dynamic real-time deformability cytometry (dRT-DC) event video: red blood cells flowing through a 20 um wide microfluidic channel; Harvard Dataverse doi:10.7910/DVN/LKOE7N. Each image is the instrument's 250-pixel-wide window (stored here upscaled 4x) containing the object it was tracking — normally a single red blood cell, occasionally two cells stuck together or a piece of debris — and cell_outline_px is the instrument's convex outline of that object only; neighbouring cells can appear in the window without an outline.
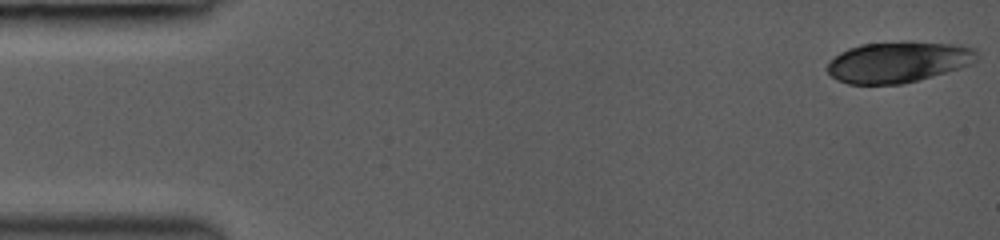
{"species": "common noctule bat (a hibernating species)", "species_latin": "Nyctalus noctula", "temperature_condition": "room temperature", "stored_images_in_passage": 55, "camera_frame_rate_fps": 3000, "um_per_image_px": 0.085, "animal": {"sex": "female", "body_mass_g": 19.0, "forearm_length_mm": 53.3}, "frame": {"image": 1, "passage_image": 1, "time_ms": 0.0, "image_size_px": [1000, 240], "cell_outline_px": [[980, 56], [972, 64], [960, 68], [904, 84], [848, 84], [836, 80], [828, 72], [828, 64], [840, 52], [848, 48], [860, 44], [904, 40], [964, 44], [976, 48]], "centroid_in_image_um": [76.42, 5.24], "position_along_channel_um": 8.6, "area_um2": 36.47}}